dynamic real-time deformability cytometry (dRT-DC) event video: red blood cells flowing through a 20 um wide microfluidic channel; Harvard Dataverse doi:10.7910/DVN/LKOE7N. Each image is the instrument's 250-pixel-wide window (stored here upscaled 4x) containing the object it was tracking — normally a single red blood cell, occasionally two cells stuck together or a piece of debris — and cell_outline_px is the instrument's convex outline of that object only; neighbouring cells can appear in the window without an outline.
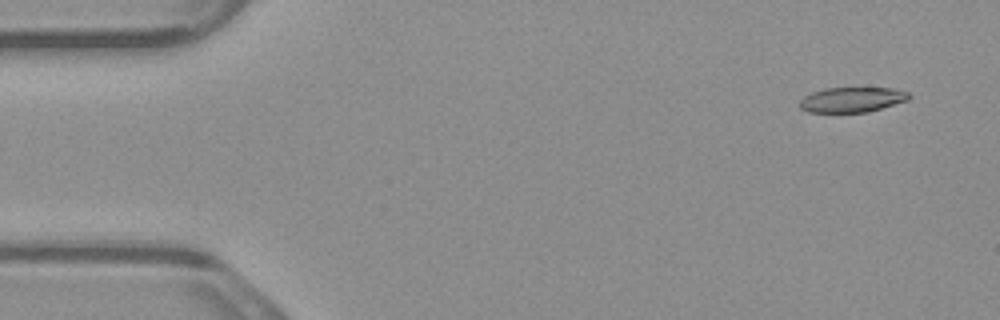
{"species": "common noctule bat (a hibernating species)", "species_latin": "Nyctalus noctula", "temperature_condition": "warm", "stored_images_in_passage": 5, "camera_frame_rate_fps": 3000, "um_per_image_px": 0.085, "animal": {"sex": "male", "body_mass_g": 23.1, "forearm_length_mm": 52.7}, "frame": {"image": 1, "passage_image": 1, "time_ms": 0.0, "image_size_px": [1000, 320], "cell_outline_px": [[912, 96], [908, 100], [868, 112], [808, 112], [800, 108], [800, 100], [804, 96], [812, 92], [824, 88], [892, 88], [908, 92]], "centroid_in_image_um": [72.42, 8.47], "position_along_channel_um": 12.6, "area_um2": 15.95}}
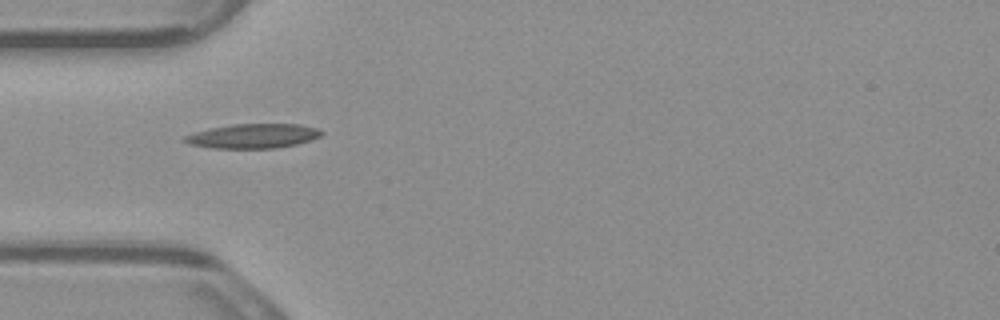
{"frame": {"image": 2, "passage_image": 4, "time_ms": 1.0, "image_size_px": [1000, 320], "cell_outline_px": [[324, 132], [320, 136], [312, 140], [296, 144], [276, 148], [212, 148], [192, 144], [184, 140], [184, 136], [208, 128], [232, 124], [300, 124], [316, 128]], "centroid_in_image_um": [21.55, 11.55], "position_along_channel_um": 63.5, "area_um2": 19.36}}
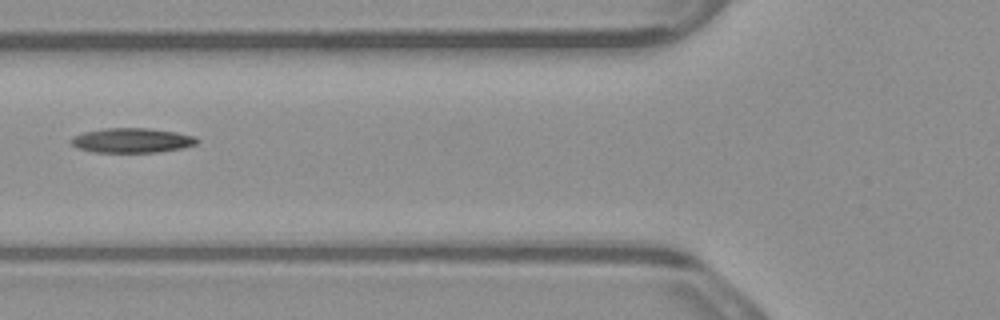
{"frame": {"image": 3, "passage_image": 5, "time_ms": 1.333, "image_size_px": [1000, 320], "cell_outline_px": [[200, 140], [196, 144], [184, 148], [156, 152], [92, 152], [76, 148], [68, 140], [72, 136], [84, 132], [104, 128], [148, 128], [176, 132], [196, 136]], "centroid_in_image_um": [11.2, 11.93], "position_along_channel_um": 114.6, "area_um2": 18.32}}